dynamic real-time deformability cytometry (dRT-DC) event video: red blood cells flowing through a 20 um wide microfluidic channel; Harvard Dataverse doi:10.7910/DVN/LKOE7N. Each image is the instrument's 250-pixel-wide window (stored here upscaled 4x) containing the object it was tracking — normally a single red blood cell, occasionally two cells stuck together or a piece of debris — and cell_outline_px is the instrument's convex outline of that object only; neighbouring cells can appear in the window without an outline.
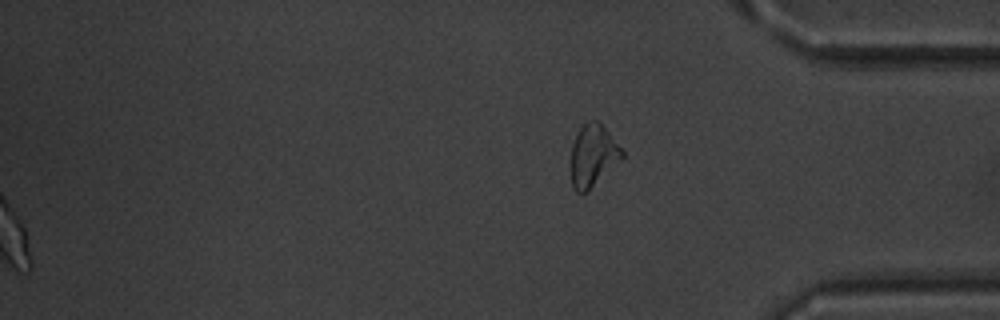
{"species": "common noctule bat (a hibernating species)", "species_latin": "Nyctalus noctula", "temperature_condition": "warm", "stored_images_in_passage": 52, "segment_of_instrument_passage": [2, 2], "camera_frame_rate_fps": 3000, "um_per_image_px": 0.085, "animal": {"sex": "male", "body_mass_g": 20.1, "forearm_length_mm": 53.5}, "frame": {"image": 1, "passage_image": 52, "time_ms": 17.0, "image_size_px": [1000, 320], "cell_outline_px": [[624, 156], [588, 192], [576, 192], [572, 188], [572, 144], [580, 128], [584, 124], [592, 120], [596, 120], [608, 132], [624, 152]], "centroid_in_image_um": [50.4, 13.25], "position_along_channel_um": 384.8, "area_um2": 18.03}}